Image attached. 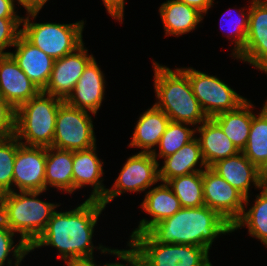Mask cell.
<instances>
[{
    "label": "cell",
    "mask_w": 267,
    "mask_h": 266,
    "mask_svg": "<svg viewBox=\"0 0 267 266\" xmlns=\"http://www.w3.org/2000/svg\"><path fill=\"white\" fill-rule=\"evenodd\" d=\"M128 147L138 148L143 153H152L166 130L169 117L154 104L137 118Z\"/></svg>",
    "instance_id": "7402d4cb"
},
{
    "label": "cell",
    "mask_w": 267,
    "mask_h": 266,
    "mask_svg": "<svg viewBox=\"0 0 267 266\" xmlns=\"http://www.w3.org/2000/svg\"><path fill=\"white\" fill-rule=\"evenodd\" d=\"M28 254L30 246L0 219V266H13Z\"/></svg>",
    "instance_id": "1f68e13d"
},
{
    "label": "cell",
    "mask_w": 267,
    "mask_h": 266,
    "mask_svg": "<svg viewBox=\"0 0 267 266\" xmlns=\"http://www.w3.org/2000/svg\"><path fill=\"white\" fill-rule=\"evenodd\" d=\"M261 105L260 111L253 114L247 144L242 153L262 172L267 166V99Z\"/></svg>",
    "instance_id": "83f0119b"
},
{
    "label": "cell",
    "mask_w": 267,
    "mask_h": 266,
    "mask_svg": "<svg viewBox=\"0 0 267 266\" xmlns=\"http://www.w3.org/2000/svg\"><path fill=\"white\" fill-rule=\"evenodd\" d=\"M106 207L99 200L85 199L75 208L65 211L56 210L50 218L45 231L30 246V253L37 249L51 247L57 250V258L70 264L82 261H94L95 249L101 255H111L114 249L98 243L96 246L95 231L100 216ZM59 253V254H58Z\"/></svg>",
    "instance_id": "6da1fadb"
},
{
    "label": "cell",
    "mask_w": 267,
    "mask_h": 266,
    "mask_svg": "<svg viewBox=\"0 0 267 266\" xmlns=\"http://www.w3.org/2000/svg\"><path fill=\"white\" fill-rule=\"evenodd\" d=\"M47 191H12L0 195V219L31 246L45 231L60 202L42 200Z\"/></svg>",
    "instance_id": "277c9868"
},
{
    "label": "cell",
    "mask_w": 267,
    "mask_h": 266,
    "mask_svg": "<svg viewBox=\"0 0 267 266\" xmlns=\"http://www.w3.org/2000/svg\"><path fill=\"white\" fill-rule=\"evenodd\" d=\"M113 255L115 262L109 261V266H142V264L131 254L126 245L125 249L114 248L111 251V256Z\"/></svg>",
    "instance_id": "d590c367"
},
{
    "label": "cell",
    "mask_w": 267,
    "mask_h": 266,
    "mask_svg": "<svg viewBox=\"0 0 267 266\" xmlns=\"http://www.w3.org/2000/svg\"><path fill=\"white\" fill-rule=\"evenodd\" d=\"M10 51L18 66L29 79L43 91L47 86L53 69L54 59L31 44L22 34Z\"/></svg>",
    "instance_id": "ffe728a7"
},
{
    "label": "cell",
    "mask_w": 267,
    "mask_h": 266,
    "mask_svg": "<svg viewBox=\"0 0 267 266\" xmlns=\"http://www.w3.org/2000/svg\"><path fill=\"white\" fill-rule=\"evenodd\" d=\"M20 145L15 136L0 141V195L13 191L14 161Z\"/></svg>",
    "instance_id": "d6a6232c"
},
{
    "label": "cell",
    "mask_w": 267,
    "mask_h": 266,
    "mask_svg": "<svg viewBox=\"0 0 267 266\" xmlns=\"http://www.w3.org/2000/svg\"><path fill=\"white\" fill-rule=\"evenodd\" d=\"M21 23L22 18H0V55L10 53L21 34Z\"/></svg>",
    "instance_id": "836d02e7"
},
{
    "label": "cell",
    "mask_w": 267,
    "mask_h": 266,
    "mask_svg": "<svg viewBox=\"0 0 267 266\" xmlns=\"http://www.w3.org/2000/svg\"><path fill=\"white\" fill-rule=\"evenodd\" d=\"M252 196L245 198L243 212L232 225V232L246 227L249 237L258 239L267 248V190L261 187L253 202L249 200Z\"/></svg>",
    "instance_id": "484cf974"
},
{
    "label": "cell",
    "mask_w": 267,
    "mask_h": 266,
    "mask_svg": "<svg viewBox=\"0 0 267 266\" xmlns=\"http://www.w3.org/2000/svg\"><path fill=\"white\" fill-rule=\"evenodd\" d=\"M40 91L10 54L0 55V94L15 109Z\"/></svg>",
    "instance_id": "ac0fdd59"
},
{
    "label": "cell",
    "mask_w": 267,
    "mask_h": 266,
    "mask_svg": "<svg viewBox=\"0 0 267 266\" xmlns=\"http://www.w3.org/2000/svg\"><path fill=\"white\" fill-rule=\"evenodd\" d=\"M73 194V151L46 147L45 191Z\"/></svg>",
    "instance_id": "d4e9b609"
},
{
    "label": "cell",
    "mask_w": 267,
    "mask_h": 266,
    "mask_svg": "<svg viewBox=\"0 0 267 266\" xmlns=\"http://www.w3.org/2000/svg\"><path fill=\"white\" fill-rule=\"evenodd\" d=\"M171 187L183 208H197L204 204L203 171L170 179Z\"/></svg>",
    "instance_id": "4dcf8cb0"
},
{
    "label": "cell",
    "mask_w": 267,
    "mask_h": 266,
    "mask_svg": "<svg viewBox=\"0 0 267 266\" xmlns=\"http://www.w3.org/2000/svg\"><path fill=\"white\" fill-rule=\"evenodd\" d=\"M16 109L0 94V141L15 136Z\"/></svg>",
    "instance_id": "e575fe53"
},
{
    "label": "cell",
    "mask_w": 267,
    "mask_h": 266,
    "mask_svg": "<svg viewBox=\"0 0 267 266\" xmlns=\"http://www.w3.org/2000/svg\"><path fill=\"white\" fill-rule=\"evenodd\" d=\"M126 0H102V4L105 7L106 13L111 16L112 19H115V22L123 24L125 16V3Z\"/></svg>",
    "instance_id": "8d00e7d4"
},
{
    "label": "cell",
    "mask_w": 267,
    "mask_h": 266,
    "mask_svg": "<svg viewBox=\"0 0 267 266\" xmlns=\"http://www.w3.org/2000/svg\"><path fill=\"white\" fill-rule=\"evenodd\" d=\"M245 198L262 187V172L242 152L214 163L210 167ZM251 189V190H250Z\"/></svg>",
    "instance_id": "d6986e66"
},
{
    "label": "cell",
    "mask_w": 267,
    "mask_h": 266,
    "mask_svg": "<svg viewBox=\"0 0 267 266\" xmlns=\"http://www.w3.org/2000/svg\"><path fill=\"white\" fill-rule=\"evenodd\" d=\"M143 197L139 209L150 218L140 219L136 228L129 234L128 241L134 235L146 232L151 226L174 215L182 208L179 199L166 182L159 181L158 185L151 187Z\"/></svg>",
    "instance_id": "e0dca14e"
},
{
    "label": "cell",
    "mask_w": 267,
    "mask_h": 266,
    "mask_svg": "<svg viewBox=\"0 0 267 266\" xmlns=\"http://www.w3.org/2000/svg\"><path fill=\"white\" fill-rule=\"evenodd\" d=\"M15 5L24 9L25 14L39 12L44 8L50 0H13Z\"/></svg>",
    "instance_id": "74e56055"
},
{
    "label": "cell",
    "mask_w": 267,
    "mask_h": 266,
    "mask_svg": "<svg viewBox=\"0 0 267 266\" xmlns=\"http://www.w3.org/2000/svg\"><path fill=\"white\" fill-rule=\"evenodd\" d=\"M126 159L118 177L111 188L107 187V192L101 200L105 207L122 194L146 193L160 181L158 161L151 153L136 152Z\"/></svg>",
    "instance_id": "9c48e42d"
},
{
    "label": "cell",
    "mask_w": 267,
    "mask_h": 266,
    "mask_svg": "<svg viewBox=\"0 0 267 266\" xmlns=\"http://www.w3.org/2000/svg\"><path fill=\"white\" fill-rule=\"evenodd\" d=\"M102 262L97 263V260H94V261H82V262H74V263H70V264H66L65 266H109V261L106 263H103L102 265Z\"/></svg>",
    "instance_id": "60d3db41"
},
{
    "label": "cell",
    "mask_w": 267,
    "mask_h": 266,
    "mask_svg": "<svg viewBox=\"0 0 267 266\" xmlns=\"http://www.w3.org/2000/svg\"><path fill=\"white\" fill-rule=\"evenodd\" d=\"M183 2L201 12L204 16L208 14L209 10L215 5V0H177Z\"/></svg>",
    "instance_id": "ab89813d"
},
{
    "label": "cell",
    "mask_w": 267,
    "mask_h": 266,
    "mask_svg": "<svg viewBox=\"0 0 267 266\" xmlns=\"http://www.w3.org/2000/svg\"><path fill=\"white\" fill-rule=\"evenodd\" d=\"M246 6L247 5H245V7H239V9H236V7H230L222 13L220 18L219 23L221 25L219 28L223 31V35H226V39L230 41V45L233 44V47L230 46L231 53L229 54L232 59H234L243 50L247 39L250 4H248L247 7ZM232 10H235L236 12H232Z\"/></svg>",
    "instance_id": "f1b7e54d"
},
{
    "label": "cell",
    "mask_w": 267,
    "mask_h": 266,
    "mask_svg": "<svg viewBox=\"0 0 267 266\" xmlns=\"http://www.w3.org/2000/svg\"><path fill=\"white\" fill-rule=\"evenodd\" d=\"M195 136L196 128L193 125L170 121L156 149L151 154L160 163L163 158L174 154Z\"/></svg>",
    "instance_id": "f546056e"
},
{
    "label": "cell",
    "mask_w": 267,
    "mask_h": 266,
    "mask_svg": "<svg viewBox=\"0 0 267 266\" xmlns=\"http://www.w3.org/2000/svg\"><path fill=\"white\" fill-rule=\"evenodd\" d=\"M94 57L85 67L72 93L65 102L74 108L97 115L102 107L108 84L101 66Z\"/></svg>",
    "instance_id": "9a60e30c"
},
{
    "label": "cell",
    "mask_w": 267,
    "mask_h": 266,
    "mask_svg": "<svg viewBox=\"0 0 267 266\" xmlns=\"http://www.w3.org/2000/svg\"><path fill=\"white\" fill-rule=\"evenodd\" d=\"M165 37L188 35L203 27L204 15L197 9L177 0H166L158 7Z\"/></svg>",
    "instance_id": "44dd1931"
},
{
    "label": "cell",
    "mask_w": 267,
    "mask_h": 266,
    "mask_svg": "<svg viewBox=\"0 0 267 266\" xmlns=\"http://www.w3.org/2000/svg\"><path fill=\"white\" fill-rule=\"evenodd\" d=\"M262 187L267 190V166L262 170Z\"/></svg>",
    "instance_id": "b9f144b4"
},
{
    "label": "cell",
    "mask_w": 267,
    "mask_h": 266,
    "mask_svg": "<svg viewBox=\"0 0 267 266\" xmlns=\"http://www.w3.org/2000/svg\"><path fill=\"white\" fill-rule=\"evenodd\" d=\"M26 258V256L17 264L13 265V266H22V262H25L24 259Z\"/></svg>",
    "instance_id": "7bdbcfd3"
},
{
    "label": "cell",
    "mask_w": 267,
    "mask_h": 266,
    "mask_svg": "<svg viewBox=\"0 0 267 266\" xmlns=\"http://www.w3.org/2000/svg\"><path fill=\"white\" fill-rule=\"evenodd\" d=\"M88 52L89 49L83 43L74 52L56 59L49 82L43 92L65 101L72 93L85 67L94 58L93 54Z\"/></svg>",
    "instance_id": "4fadbf2b"
},
{
    "label": "cell",
    "mask_w": 267,
    "mask_h": 266,
    "mask_svg": "<svg viewBox=\"0 0 267 266\" xmlns=\"http://www.w3.org/2000/svg\"><path fill=\"white\" fill-rule=\"evenodd\" d=\"M38 15L39 12H34L22 16L21 34L54 60L74 52L84 43L83 31L87 21L83 18L75 23H37Z\"/></svg>",
    "instance_id": "8992f818"
},
{
    "label": "cell",
    "mask_w": 267,
    "mask_h": 266,
    "mask_svg": "<svg viewBox=\"0 0 267 266\" xmlns=\"http://www.w3.org/2000/svg\"><path fill=\"white\" fill-rule=\"evenodd\" d=\"M206 168L199 140L195 136L174 154L163 158L162 163H158L159 180L167 183L172 178L202 172Z\"/></svg>",
    "instance_id": "603a6c76"
},
{
    "label": "cell",
    "mask_w": 267,
    "mask_h": 266,
    "mask_svg": "<svg viewBox=\"0 0 267 266\" xmlns=\"http://www.w3.org/2000/svg\"><path fill=\"white\" fill-rule=\"evenodd\" d=\"M142 266H210V252L201 246L161 244L146 232L134 235L126 243Z\"/></svg>",
    "instance_id": "52a82bcc"
},
{
    "label": "cell",
    "mask_w": 267,
    "mask_h": 266,
    "mask_svg": "<svg viewBox=\"0 0 267 266\" xmlns=\"http://www.w3.org/2000/svg\"><path fill=\"white\" fill-rule=\"evenodd\" d=\"M46 147L20 145L13 169V191H45Z\"/></svg>",
    "instance_id": "5bb4252c"
},
{
    "label": "cell",
    "mask_w": 267,
    "mask_h": 266,
    "mask_svg": "<svg viewBox=\"0 0 267 266\" xmlns=\"http://www.w3.org/2000/svg\"><path fill=\"white\" fill-rule=\"evenodd\" d=\"M13 0H0V18H22Z\"/></svg>",
    "instance_id": "f35d334b"
},
{
    "label": "cell",
    "mask_w": 267,
    "mask_h": 266,
    "mask_svg": "<svg viewBox=\"0 0 267 266\" xmlns=\"http://www.w3.org/2000/svg\"><path fill=\"white\" fill-rule=\"evenodd\" d=\"M146 233L157 243L201 246L210 252L215 240L232 233V226L216 211L203 205L182 207L174 215L151 226Z\"/></svg>",
    "instance_id": "7a4b0ae2"
},
{
    "label": "cell",
    "mask_w": 267,
    "mask_h": 266,
    "mask_svg": "<svg viewBox=\"0 0 267 266\" xmlns=\"http://www.w3.org/2000/svg\"><path fill=\"white\" fill-rule=\"evenodd\" d=\"M204 204L231 226L240 218L245 197L210 167L203 170Z\"/></svg>",
    "instance_id": "7c38bea8"
},
{
    "label": "cell",
    "mask_w": 267,
    "mask_h": 266,
    "mask_svg": "<svg viewBox=\"0 0 267 266\" xmlns=\"http://www.w3.org/2000/svg\"><path fill=\"white\" fill-rule=\"evenodd\" d=\"M196 137L207 167L240 152L212 118L196 127Z\"/></svg>",
    "instance_id": "cb8c5ba5"
},
{
    "label": "cell",
    "mask_w": 267,
    "mask_h": 266,
    "mask_svg": "<svg viewBox=\"0 0 267 266\" xmlns=\"http://www.w3.org/2000/svg\"><path fill=\"white\" fill-rule=\"evenodd\" d=\"M179 68L188 76L192 91L208 118L235 110L248 99L217 75L206 73V70H196L191 66Z\"/></svg>",
    "instance_id": "ba28073f"
},
{
    "label": "cell",
    "mask_w": 267,
    "mask_h": 266,
    "mask_svg": "<svg viewBox=\"0 0 267 266\" xmlns=\"http://www.w3.org/2000/svg\"><path fill=\"white\" fill-rule=\"evenodd\" d=\"M153 85L156 101L173 122L187 123L195 128L208 117L195 97L188 76L178 67L174 69L152 58Z\"/></svg>",
    "instance_id": "3957f363"
},
{
    "label": "cell",
    "mask_w": 267,
    "mask_h": 266,
    "mask_svg": "<svg viewBox=\"0 0 267 266\" xmlns=\"http://www.w3.org/2000/svg\"><path fill=\"white\" fill-rule=\"evenodd\" d=\"M97 145L92 148L73 152V195L84 187L92 190L86 199L101 201L107 188L104 184V159H100ZM98 152V153H97Z\"/></svg>",
    "instance_id": "2e32d148"
},
{
    "label": "cell",
    "mask_w": 267,
    "mask_h": 266,
    "mask_svg": "<svg viewBox=\"0 0 267 266\" xmlns=\"http://www.w3.org/2000/svg\"><path fill=\"white\" fill-rule=\"evenodd\" d=\"M93 116L97 118L91 112L71 107L64 102L57 112L52 147L74 152L97 145Z\"/></svg>",
    "instance_id": "30bf717a"
},
{
    "label": "cell",
    "mask_w": 267,
    "mask_h": 266,
    "mask_svg": "<svg viewBox=\"0 0 267 266\" xmlns=\"http://www.w3.org/2000/svg\"><path fill=\"white\" fill-rule=\"evenodd\" d=\"M64 102L40 91L16 109L15 137L22 145L51 147L57 112Z\"/></svg>",
    "instance_id": "5b68a950"
},
{
    "label": "cell",
    "mask_w": 267,
    "mask_h": 266,
    "mask_svg": "<svg viewBox=\"0 0 267 266\" xmlns=\"http://www.w3.org/2000/svg\"><path fill=\"white\" fill-rule=\"evenodd\" d=\"M250 3L247 39L243 50L234 60L246 63L267 77V1Z\"/></svg>",
    "instance_id": "8fae6325"
},
{
    "label": "cell",
    "mask_w": 267,
    "mask_h": 266,
    "mask_svg": "<svg viewBox=\"0 0 267 266\" xmlns=\"http://www.w3.org/2000/svg\"><path fill=\"white\" fill-rule=\"evenodd\" d=\"M255 107L248 98L237 109L212 117L240 152L247 144Z\"/></svg>",
    "instance_id": "4316f807"
}]
</instances>
